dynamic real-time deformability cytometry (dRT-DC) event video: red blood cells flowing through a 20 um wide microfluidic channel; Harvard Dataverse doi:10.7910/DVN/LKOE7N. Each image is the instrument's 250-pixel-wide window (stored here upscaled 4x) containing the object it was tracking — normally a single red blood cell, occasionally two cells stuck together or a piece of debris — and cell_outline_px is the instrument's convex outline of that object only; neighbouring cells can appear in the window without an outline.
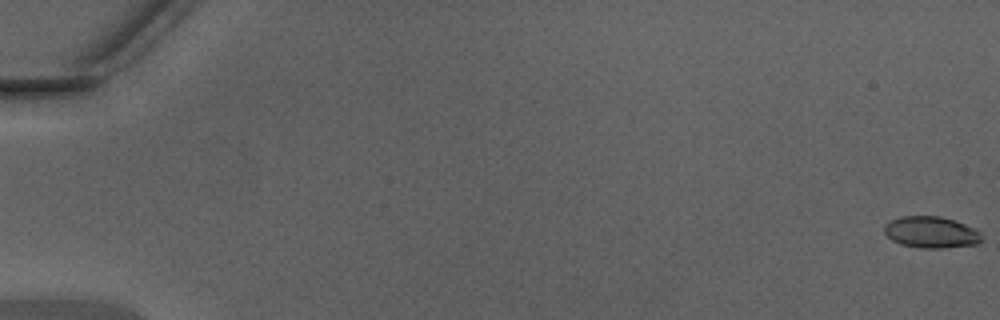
{"species": "Egyptian fruit bat (a non-hibernating species)", "species_latin": "Rousettus aegyptiacus", "temperature_condition": "warm", "stored_images_in_passage": 49, "camera_frame_rate_fps": 3000, "um_per_image_px": 0.085, "animal": {"sex": "male"}, "frame": {"image": 1, "passage_image": 1, "time_ms": 0.0, "image_size_px": [1000, 320], "cell_outline_px": [[980, 240], [976, 244], [940, 248], [920, 248], [900, 244], [892, 240], [884, 232], [884, 224], [900, 216], [940, 216], [964, 224], [980, 232]], "centroid_in_image_um": [79.09, 19.74], "position_along_channel_um": 5.9, "area_um2": 17.63}}
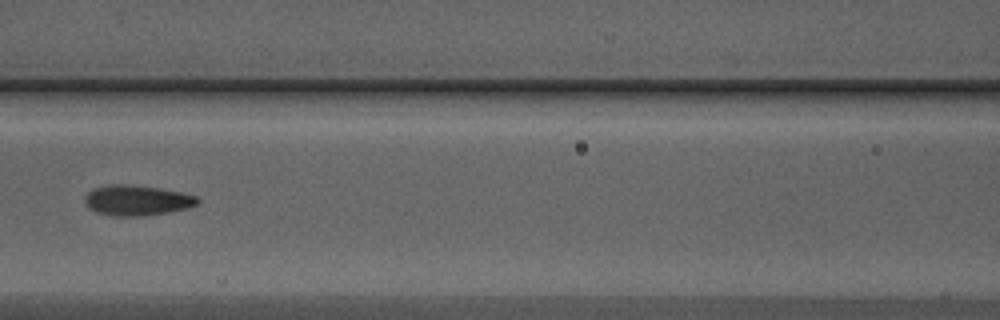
{"frame": {"image": 2, "passage_image": 24, "time_ms": 7.667, "image_size_px": [1000, 320], "cell_outline_px": [[200, 200], [196, 204], [188, 208], [168, 212], [140, 216], [112, 216], [96, 212], [88, 208], [84, 204], [84, 196], [92, 188], [108, 184], [128, 184], [160, 188], [180, 192], [196, 196]], "centroid_in_image_um": [11.58, 17.02], "position_along_channel_um": 155.0, "area_um2": 20.11}}
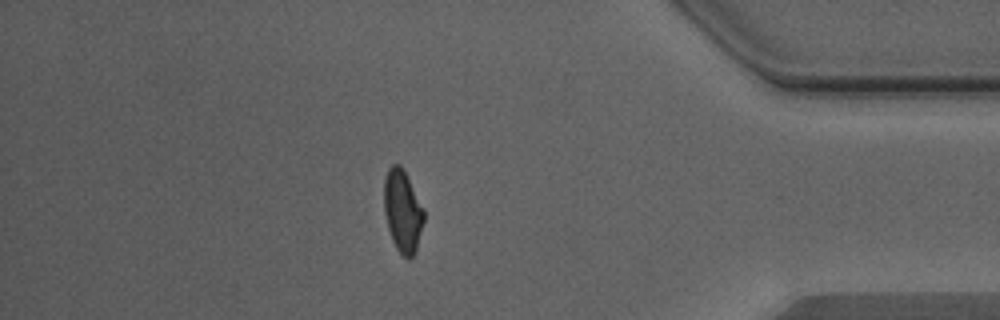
{"frame": {"image": 3, "passage_image": 43, "time_ms": 14.0, "image_size_px": [1000, 320], "cell_outline_px": [[424, 220], [416, 252], [408, 260], [396, 248], [392, 240], [388, 228], [384, 212], [384, 180], [388, 168], [392, 164], [400, 164], [424, 208]], "centroid_in_image_um": [34.22, 17.95], "position_along_channel_um": 401.0, "area_um2": 19.07}, "authors_computed_cell_mechanics": {"area_um2": 19.0162, "velocity_mm_per_s": 4.3893, "shape_relaxation_time_tau1_ms": 4.8145, "shape_relaxation_time_tau2_ms": 1.2582, "deformation_change_tau1": 0.1602, "deformation_change_tau2": 0.0741}}